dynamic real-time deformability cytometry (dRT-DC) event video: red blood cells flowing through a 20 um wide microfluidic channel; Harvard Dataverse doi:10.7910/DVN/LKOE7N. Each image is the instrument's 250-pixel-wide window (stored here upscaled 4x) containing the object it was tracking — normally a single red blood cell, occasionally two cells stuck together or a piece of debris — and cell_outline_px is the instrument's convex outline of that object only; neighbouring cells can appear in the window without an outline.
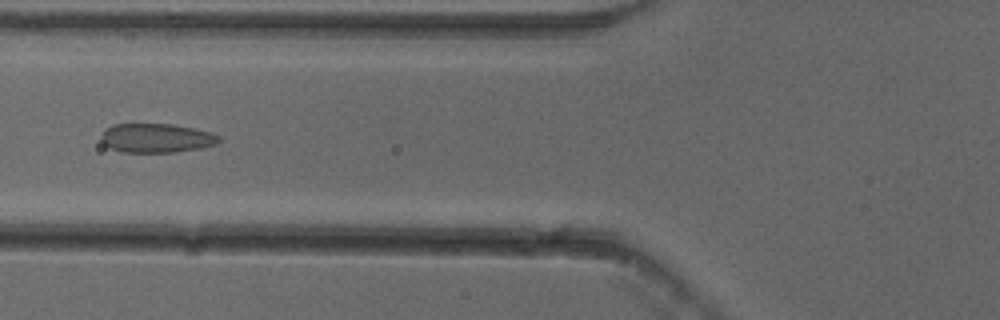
{"species": "common noctule bat (a hibernating species)", "species_latin": "Nyctalus noctula", "temperature_condition": "cold", "stored_images_in_passage": 13, "camera_frame_rate_fps": 3000, "um_per_image_px": 0.085, "animal": {"sex": "female"}, "frame": {"image": 1, "passage_image": 5, "time_ms": 1.333, "image_size_px": [1000, 320], "cell_outline_px": [[220, 140], [216, 144], [200, 148], [176, 152], [120, 152], [104, 144], [100, 140], [100, 136], [112, 124], [172, 124], [192, 128], [208, 132], [220, 136]], "centroid_in_image_um": [13.28, 11.74], "position_along_channel_um": 112.5, "area_um2": 19.83}}
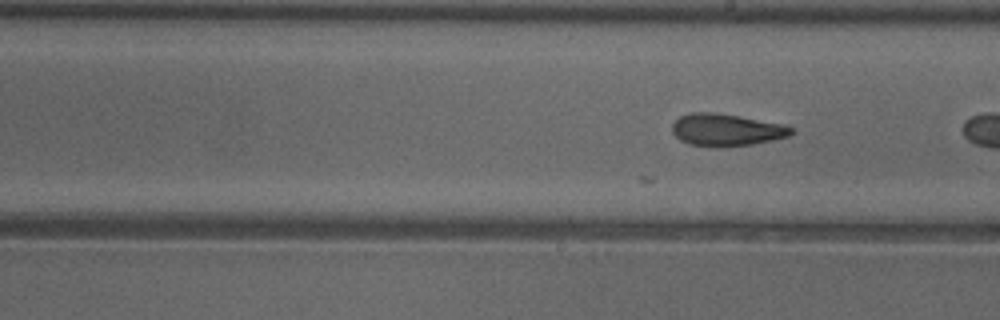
{"frame": {"image": 2, "passage_image": 12, "time_ms": 3.667, "image_size_px": [1000, 320], "cell_outline_px": [[792, 132], [788, 136], [772, 140], [752, 144], [716, 148], [688, 144], [680, 140], [672, 132], [672, 124], [680, 116], [688, 112], [716, 112], [740, 116], [784, 124], [792, 128]], "centroid_in_image_um": [61.69, 11.04], "position_along_channel_um": 227.3, "area_um2": 22.54}}